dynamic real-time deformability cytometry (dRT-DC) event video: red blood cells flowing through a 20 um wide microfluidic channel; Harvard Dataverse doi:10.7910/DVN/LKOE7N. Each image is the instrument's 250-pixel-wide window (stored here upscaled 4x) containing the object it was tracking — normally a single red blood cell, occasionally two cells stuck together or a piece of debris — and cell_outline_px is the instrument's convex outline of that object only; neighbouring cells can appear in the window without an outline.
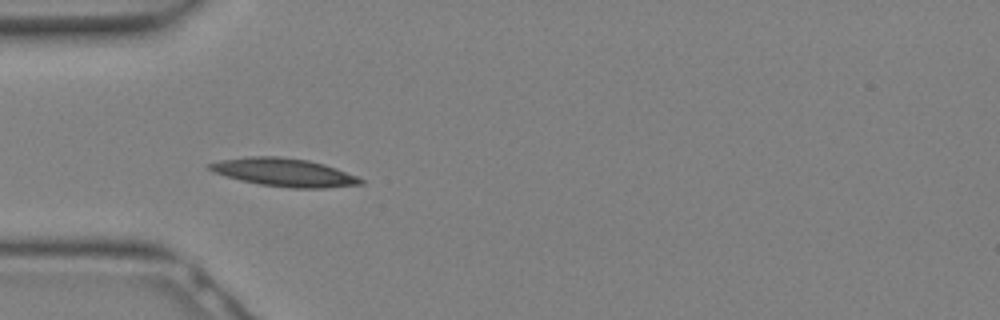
{"species": "Egyptian fruit bat (a non-hibernating species)", "species_latin": "Rousettus aegyptiacus", "temperature_condition": "warm", "stored_images_in_passage": 12, "camera_frame_rate_fps": 3000, "um_per_image_px": 0.085, "animal": {"sex": "female"}, "frame": {"image": 1, "passage_image": 1, "time_ms": 0.0, "image_size_px": [1000, 320], "cell_outline_px": [[364, 184], [328, 188], [292, 188], [260, 184], [240, 180], [212, 172], [208, 168], [208, 164], [220, 160], [248, 156], [280, 156], [308, 160], [324, 164], [336, 168], [356, 176], [364, 180]], "centroid_in_image_um": [24.15, 14.65], "position_along_channel_um": 60.8, "area_um2": 24.8}}
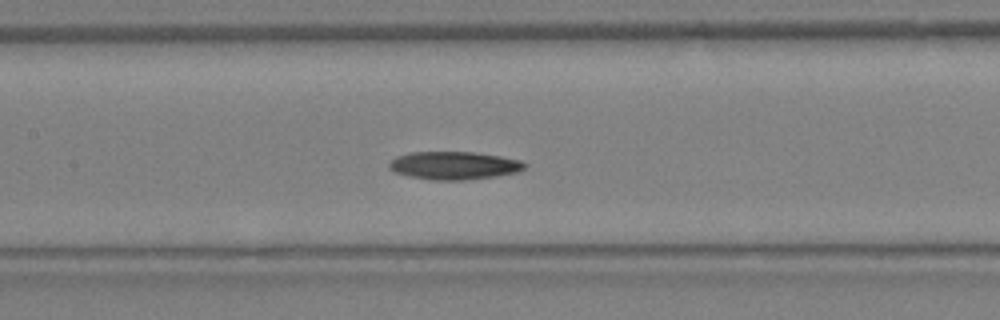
{"frame": {"image": 2, "passage_image": 6, "time_ms": 1.667, "image_size_px": [1000, 320], "cell_outline_px": [[528, 164], [524, 168], [516, 172], [496, 176], [464, 180], [432, 180], [412, 176], [396, 172], [388, 168], [388, 164], [396, 156], [408, 152], [472, 152], [500, 156], [520, 160]], "centroid_in_image_um": [38.59, 14.06], "position_along_channel_um": 168.8, "area_um2": 21.96}}
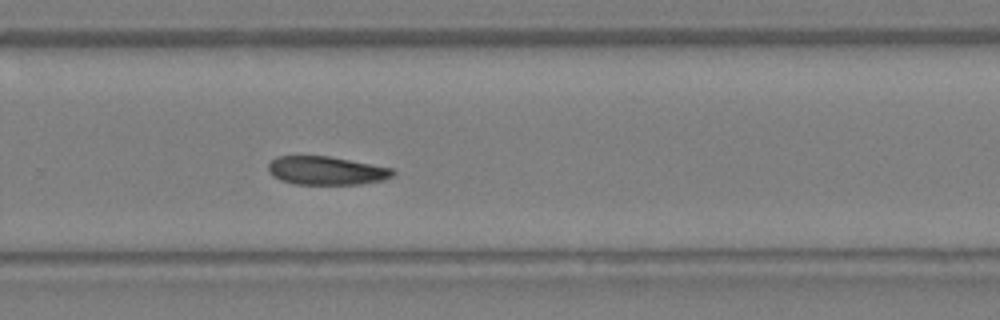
{"frame": {"image": 3, "passage_image": 12, "time_ms": 3.667, "image_size_px": [1000, 320], "cell_outline_px": [[396, 172], [392, 176], [384, 180], [360, 184], [296, 184], [280, 180], [272, 176], [268, 172], [268, 164], [276, 156], [328, 156], [392, 168]], "centroid_in_image_um": [27.71, 14.5], "position_along_channel_um": 302.1, "area_um2": 20.63}}